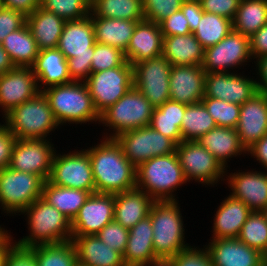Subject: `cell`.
Returning <instances> with one entry per match:
<instances>
[{
    "instance_id": "obj_29",
    "label": "cell",
    "mask_w": 267,
    "mask_h": 266,
    "mask_svg": "<svg viewBox=\"0 0 267 266\" xmlns=\"http://www.w3.org/2000/svg\"><path fill=\"white\" fill-rule=\"evenodd\" d=\"M114 221L131 229L147 217L154 200L144 191L134 188L114 195Z\"/></svg>"
},
{
    "instance_id": "obj_43",
    "label": "cell",
    "mask_w": 267,
    "mask_h": 266,
    "mask_svg": "<svg viewBox=\"0 0 267 266\" xmlns=\"http://www.w3.org/2000/svg\"><path fill=\"white\" fill-rule=\"evenodd\" d=\"M40 7L65 21L79 20L91 13V0H40Z\"/></svg>"
},
{
    "instance_id": "obj_9",
    "label": "cell",
    "mask_w": 267,
    "mask_h": 266,
    "mask_svg": "<svg viewBox=\"0 0 267 266\" xmlns=\"http://www.w3.org/2000/svg\"><path fill=\"white\" fill-rule=\"evenodd\" d=\"M44 180L10 167L0 170V210L4 216H18L42 197ZM6 213V214H5Z\"/></svg>"
},
{
    "instance_id": "obj_2",
    "label": "cell",
    "mask_w": 267,
    "mask_h": 266,
    "mask_svg": "<svg viewBox=\"0 0 267 266\" xmlns=\"http://www.w3.org/2000/svg\"><path fill=\"white\" fill-rule=\"evenodd\" d=\"M46 96L57 123L67 124H95L99 126L100 115L94 107L92 97L85 82L72 81L55 85L42 90ZM91 122V123H90Z\"/></svg>"
},
{
    "instance_id": "obj_8",
    "label": "cell",
    "mask_w": 267,
    "mask_h": 266,
    "mask_svg": "<svg viewBox=\"0 0 267 266\" xmlns=\"http://www.w3.org/2000/svg\"><path fill=\"white\" fill-rule=\"evenodd\" d=\"M154 108L145 96L133 86L100 115L99 126L105 127L101 137L114 139L121 133L149 126Z\"/></svg>"
},
{
    "instance_id": "obj_15",
    "label": "cell",
    "mask_w": 267,
    "mask_h": 266,
    "mask_svg": "<svg viewBox=\"0 0 267 266\" xmlns=\"http://www.w3.org/2000/svg\"><path fill=\"white\" fill-rule=\"evenodd\" d=\"M171 66L163 55L133 65V86L155 108L170 100Z\"/></svg>"
},
{
    "instance_id": "obj_3",
    "label": "cell",
    "mask_w": 267,
    "mask_h": 266,
    "mask_svg": "<svg viewBox=\"0 0 267 266\" xmlns=\"http://www.w3.org/2000/svg\"><path fill=\"white\" fill-rule=\"evenodd\" d=\"M20 215L26 217L28 234L22 238L14 237L16 244L31 248L37 245L57 244L72 238L70 219L50 205L42 197L35 200Z\"/></svg>"
},
{
    "instance_id": "obj_48",
    "label": "cell",
    "mask_w": 267,
    "mask_h": 266,
    "mask_svg": "<svg viewBox=\"0 0 267 266\" xmlns=\"http://www.w3.org/2000/svg\"><path fill=\"white\" fill-rule=\"evenodd\" d=\"M174 266H213L206 247L190 246L170 259Z\"/></svg>"
},
{
    "instance_id": "obj_40",
    "label": "cell",
    "mask_w": 267,
    "mask_h": 266,
    "mask_svg": "<svg viewBox=\"0 0 267 266\" xmlns=\"http://www.w3.org/2000/svg\"><path fill=\"white\" fill-rule=\"evenodd\" d=\"M233 30L232 20L226 17L204 12L193 32L204 49L218 44Z\"/></svg>"
},
{
    "instance_id": "obj_22",
    "label": "cell",
    "mask_w": 267,
    "mask_h": 266,
    "mask_svg": "<svg viewBox=\"0 0 267 266\" xmlns=\"http://www.w3.org/2000/svg\"><path fill=\"white\" fill-rule=\"evenodd\" d=\"M205 75L202 66H171L170 100L185 105L200 103L205 96Z\"/></svg>"
},
{
    "instance_id": "obj_41",
    "label": "cell",
    "mask_w": 267,
    "mask_h": 266,
    "mask_svg": "<svg viewBox=\"0 0 267 266\" xmlns=\"http://www.w3.org/2000/svg\"><path fill=\"white\" fill-rule=\"evenodd\" d=\"M38 266H77V253L72 240L30 248Z\"/></svg>"
},
{
    "instance_id": "obj_49",
    "label": "cell",
    "mask_w": 267,
    "mask_h": 266,
    "mask_svg": "<svg viewBox=\"0 0 267 266\" xmlns=\"http://www.w3.org/2000/svg\"><path fill=\"white\" fill-rule=\"evenodd\" d=\"M27 23V16L19 11L0 6V44L11 32Z\"/></svg>"
},
{
    "instance_id": "obj_21",
    "label": "cell",
    "mask_w": 267,
    "mask_h": 266,
    "mask_svg": "<svg viewBox=\"0 0 267 266\" xmlns=\"http://www.w3.org/2000/svg\"><path fill=\"white\" fill-rule=\"evenodd\" d=\"M204 246L213 266H265V255L238 238L209 239Z\"/></svg>"
},
{
    "instance_id": "obj_23",
    "label": "cell",
    "mask_w": 267,
    "mask_h": 266,
    "mask_svg": "<svg viewBox=\"0 0 267 266\" xmlns=\"http://www.w3.org/2000/svg\"><path fill=\"white\" fill-rule=\"evenodd\" d=\"M236 131L247 150L267 134V95L256 93L240 108Z\"/></svg>"
},
{
    "instance_id": "obj_52",
    "label": "cell",
    "mask_w": 267,
    "mask_h": 266,
    "mask_svg": "<svg viewBox=\"0 0 267 266\" xmlns=\"http://www.w3.org/2000/svg\"><path fill=\"white\" fill-rule=\"evenodd\" d=\"M17 138L3 121L0 122V170L9 167Z\"/></svg>"
},
{
    "instance_id": "obj_62",
    "label": "cell",
    "mask_w": 267,
    "mask_h": 266,
    "mask_svg": "<svg viewBox=\"0 0 267 266\" xmlns=\"http://www.w3.org/2000/svg\"><path fill=\"white\" fill-rule=\"evenodd\" d=\"M264 216L267 221V205L260 211Z\"/></svg>"
},
{
    "instance_id": "obj_57",
    "label": "cell",
    "mask_w": 267,
    "mask_h": 266,
    "mask_svg": "<svg viewBox=\"0 0 267 266\" xmlns=\"http://www.w3.org/2000/svg\"><path fill=\"white\" fill-rule=\"evenodd\" d=\"M248 155L260 164V170L267 171V134L247 149Z\"/></svg>"
},
{
    "instance_id": "obj_30",
    "label": "cell",
    "mask_w": 267,
    "mask_h": 266,
    "mask_svg": "<svg viewBox=\"0 0 267 266\" xmlns=\"http://www.w3.org/2000/svg\"><path fill=\"white\" fill-rule=\"evenodd\" d=\"M223 165L225 169L231 158L246 156L247 150L241 144L240 137L233 128L215 127L197 140Z\"/></svg>"
},
{
    "instance_id": "obj_1",
    "label": "cell",
    "mask_w": 267,
    "mask_h": 266,
    "mask_svg": "<svg viewBox=\"0 0 267 266\" xmlns=\"http://www.w3.org/2000/svg\"><path fill=\"white\" fill-rule=\"evenodd\" d=\"M97 143L84 148L91 160L95 193L115 195L136 188V167L117 141L102 138Z\"/></svg>"
},
{
    "instance_id": "obj_55",
    "label": "cell",
    "mask_w": 267,
    "mask_h": 266,
    "mask_svg": "<svg viewBox=\"0 0 267 266\" xmlns=\"http://www.w3.org/2000/svg\"><path fill=\"white\" fill-rule=\"evenodd\" d=\"M250 52L253 60L267 54V23L250 37Z\"/></svg>"
},
{
    "instance_id": "obj_25",
    "label": "cell",
    "mask_w": 267,
    "mask_h": 266,
    "mask_svg": "<svg viewBox=\"0 0 267 266\" xmlns=\"http://www.w3.org/2000/svg\"><path fill=\"white\" fill-rule=\"evenodd\" d=\"M214 210L212 239L237 238L252 210L230 194Z\"/></svg>"
},
{
    "instance_id": "obj_44",
    "label": "cell",
    "mask_w": 267,
    "mask_h": 266,
    "mask_svg": "<svg viewBox=\"0 0 267 266\" xmlns=\"http://www.w3.org/2000/svg\"><path fill=\"white\" fill-rule=\"evenodd\" d=\"M201 102L217 126L236 129L241 105L209 97H203Z\"/></svg>"
},
{
    "instance_id": "obj_17",
    "label": "cell",
    "mask_w": 267,
    "mask_h": 266,
    "mask_svg": "<svg viewBox=\"0 0 267 266\" xmlns=\"http://www.w3.org/2000/svg\"><path fill=\"white\" fill-rule=\"evenodd\" d=\"M243 73L206 72L204 97L242 105L258 93L255 76Z\"/></svg>"
},
{
    "instance_id": "obj_56",
    "label": "cell",
    "mask_w": 267,
    "mask_h": 266,
    "mask_svg": "<svg viewBox=\"0 0 267 266\" xmlns=\"http://www.w3.org/2000/svg\"><path fill=\"white\" fill-rule=\"evenodd\" d=\"M253 62L255 66L252 65L251 68L254 67L252 69L256 71L253 74L256 76L258 92L267 95V54L255 58Z\"/></svg>"
},
{
    "instance_id": "obj_42",
    "label": "cell",
    "mask_w": 267,
    "mask_h": 266,
    "mask_svg": "<svg viewBox=\"0 0 267 266\" xmlns=\"http://www.w3.org/2000/svg\"><path fill=\"white\" fill-rule=\"evenodd\" d=\"M241 242L267 254V221L260 211H252L237 237Z\"/></svg>"
},
{
    "instance_id": "obj_18",
    "label": "cell",
    "mask_w": 267,
    "mask_h": 266,
    "mask_svg": "<svg viewBox=\"0 0 267 266\" xmlns=\"http://www.w3.org/2000/svg\"><path fill=\"white\" fill-rule=\"evenodd\" d=\"M230 169H226L224 181L230 188L229 194L243 201L252 211H261L267 205V171L238 168L230 173Z\"/></svg>"
},
{
    "instance_id": "obj_13",
    "label": "cell",
    "mask_w": 267,
    "mask_h": 266,
    "mask_svg": "<svg viewBox=\"0 0 267 266\" xmlns=\"http://www.w3.org/2000/svg\"><path fill=\"white\" fill-rule=\"evenodd\" d=\"M252 61L250 38L232 30L218 44L204 50L201 66L205 72L236 73Z\"/></svg>"
},
{
    "instance_id": "obj_19",
    "label": "cell",
    "mask_w": 267,
    "mask_h": 266,
    "mask_svg": "<svg viewBox=\"0 0 267 266\" xmlns=\"http://www.w3.org/2000/svg\"><path fill=\"white\" fill-rule=\"evenodd\" d=\"M39 92L32 67H15L0 75V113L5 116L14 107L35 97Z\"/></svg>"
},
{
    "instance_id": "obj_36",
    "label": "cell",
    "mask_w": 267,
    "mask_h": 266,
    "mask_svg": "<svg viewBox=\"0 0 267 266\" xmlns=\"http://www.w3.org/2000/svg\"><path fill=\"white\" fill-rule=\"evenodd\" d=\"M185 108V104L168 100L154 108L149 126L178 145L182 142L181 123Z\"/></svg>"
},
{
    "instance_id": "obj_45",
    "label": "cell",
    "mask_w": 267,
    "mask_h": 266,
    "mask_svg": "<svg viewBox=\"0 0 267 266\" xmlns=\"http://www.w3.org/2000/svg\"><path fill=\"white\" fill-rule=\"evenodd\" d=\"M125 61L124 52L120 49L96 42L91 60V73L119 67Z\"/></svg>"
},
{
    "instance_id": "obj_37",
    "label": "cell",
    "mask_w": 267,
    "mask_h": 266,
    "mask_svg": "<svg viewBox=\"0 0 267 266\" xmlns=\"http://www.w3.org/2000/svg\"><path fill=\"white\" fill-rule=\"evenodd\" d=\"M267 23V0H241L232 21L233 30L250 38Z\"/></svg>"
},
{
    "instance_id": "obj_54",
    "label": "cell",
    "mask_w": 267,
    "mask_h": 266,
    "mask_svg": "<svg viewBox=\"0 0 267 266\" xmlns=\"http://www.w3.org/2000/svg\"><path fill=\"white\" fill-rule=\"evenodd\" d=\"M186 17L191 33H193L201 20L204 11L199 0H185L180 8Z\"/></svg>"
},
{
    "instance_id": "obj_26",
    "label": "cell",
    "mask_w": 267,
    "mask_h": 266,
    "mask_svg": "<svg viewBox=\"0 0 267 266\" xmlns=\"http://www.w3.org/2000/svg\"><path fill=\"white\" fill-rule=\"evenodd\" d=\"M157 259L153 249L152 223L148 215L129 229L123 261L125 266H142Z\"/></svg>"
},
{
    "instance_id": "obj_34",
    "label": "cell",
    "mask_w": 267,
    "mask_h": 266,
    "mask_svg": "<svg viewBox=\"0 0 267 266\" xmlns=\"http://www.w3.org/2000/svg\"><path fill=\"white\" fill-rule=\"evenodd\" d=\"M1 44L15 67H32L40 51L27 23L7 35Z\"/></svg>"
},
{
    "instance_id": "obj_50",
    "label": "cell",
    "mask_w": 267,
    "mask_h": 266,
    "mask_svg": "<svg viewBox=\"0 0 267 266\" xmlns=\"http://www.w3.org/2000/svg\"><path fill=\"white\" fill-rule=\"evenodd\" d=\"M204 12L234 19L241 0H199Z\"/></svg>"
},
{
    "instance_id": "obj_53",
    "label": "cell",
    "mask_w": 267,
    "mask_h": 266,
    "mask_svg": "<svg viewBox=\"0 0 267 266\" xmlns=\"http://www.w3.org/2000/svg\"><path fill=\"white\" fill-rule=\"evenodd\" d=\"M5 266H38V264L30 248L15 244L7 256Z\"/></svg>"
},
{
    "instance_id": "obj_63",
    "label": "cell",
    "mask_w": 267,
    "mask_h": 266,
    "mask_svg": "<svg viewBox=\"0 0 267 266\" xmlns=\"http://www.w3.org/2000/svg\"><path fill=\"white\" fill-rule=\"evenodd\" d=\"M3 226H4V224L3 225L2 224L0 225V231L4 228Z\"/></svg>"
},
{
    "instance_id": "obj_16",
    "label": "cell",
    "mask_w": 267,
    "mask_h": 266,
    "mask_svg": "<svg viewBox=\"0 0 267 266\" xmlns=\"http://www.w3.org/2000/svg\"><path fill=\"white\" fill-rule=\"evenodd\" d=\"M55 147V148H54ZM57 146L52 139H17L9 167L40 176L47 181L51 174L52 159Z\"/></svg>"
},
{
    "instance_id": "obj_5",
    "label": "cell",
    "mask_w": 267,
    "mask_h": 266,
    "mask_svg": "<svg viewBox=\"0 0 267 266\" xmlns=\"http://www.w3.org/2000/svg\"><path fill=\"white\" fill-rule=\"evenodd\" d=\"M179 200L154 201L150 209L153 228V249L158 259H171L188 249L185 224Z\"/></svg>"
},
{
    "instance_id": "obj_33",
    "label": "cell",
    "mask_w": 267,
    "mask_h": 266,
    "mask_svg": "<svg viewBox=\"0 0 267 266\" xmlns=\"http://www.w3.org/2000/svg\"><path fill=\"white\" fill-rule=\"evenodd\" d=\"M94 26L95 41L109 45L125 53L136 24L140 21L91 17Z\"/></svg>"
},
{
    "instance_id": "obj_60",
    "label": "cell",
    "mask_w": 267,
    "mask_h": 266,
    "mask_svg": "<svg viewBox=\"0 0 267 266\" xmlns=\"http://www.w3.org/2000/svg\"><path fill=\"white\" fill-rule=\"evenodd\" d=\"M15 68L12 60L10 59L9 54L7 51L2 47L0 44V75L12 70Z\"/></svg>"
},
{
    "instance_id": "obj_47",
    "label": "cell",
    "mask_w": 267,
    "mask_h": 266,
    "mask_svg": "<svg viewBox=\"0 0 267 266\" xmlns=\"http://www.w3.org/2000/svg\"><path fill=\"white\" fill-rule=\"evenodd\" d=\"M96 235L104 244L110 246L123 256L128 241L129 229L113 220L104 226Z\"/></svg>"
},
{
    "instance_id": "obj_39",
    "label": "cell",
    "mask_w": 267,
    "mask_h": 266,
    "mask_svg": "<svg viewBox=\"0 0 267 266\" xmlns=\"http://www.w3.org/2000/svg\"><path fill=\"white\" fill-rule=\"evenodd\" d=\"M215 127L216 122L202 102L186 105L181 123L182 141L198 140Z\"/></svg>"
},
{
    "instance_id": "obj_27",
    "label": "cell",
    "mask_w": 267,
    "mask_h": 266,
    "mask_svg": "<svg viewBox=\"0 0 267 266\" xmlns=\"http://www.w3.org/2000/svg\"><path fill=\"white\" fill-rule=\"evenodd\" d=\"M32 70L40 91L51 86L72 82L67 59L58 48L40 50Z\"/></svg>"
},
{
    "instance_id": "obj_32",
    "label": "cell",
    "mask_w": 267,
    "mask_h": 266,
    "mask_svg": "<svg viewBox=\"0 0 267 266\" xmlns=\"http://www.w3.org/2000/svg\"><path fill=\"white\" fill-rule=\"evenodd\" d=\"M65 20L40 6L27 16L30 28L39 50L57 48Z\"/></svg>"
},
{
    "instance_id": "obj_6",
    "label": "cell",
    "mask_w": 267,
    "mask_h": 266,
    "mask_svg": "<svg viewBox=\"0 0 267 266\" xmlns=\"http://www.w3.org/2000/svg\"><path fill=\"white\" fill-rule=\"evenodd\" d=\"M94 26L90 15L66 21L57 48L68 62L72 81L85 82L91 74V60L95 45Z\"/></svg>"
},
{
    "instance_id": "obj_12",
    "label": "cell",
    "mask_w": 267,
    "mask_h": 266,
    "mask_svg": "<svg viewBox=\"0 0 267 266\" xmlns=\"http://www.w3.org/2000/svg\"><path fill=\"white\" fill-rule=\"evenodd\" d=\"M85 83L101 115L133 87V66L125 61L119 67L91 73Z\"/></svg>"
},
{
    "instance_id": "obj_61",
    "label": "cell",
    "mask_w": 267,
    "mask_h": 266,
    "mask_svg": "<svg viewBox=\"0 0 267 266\" xmlns=\"http://www.w3.org/2000/svg\"><path fill=\"white\" fill-rule=\"evenodd\" d=\"M142 266H174V264L170 259H157L149 264Z\"/></svg>"
},
{
    "instance_id": "obj_59",
    "label": "cell",
    "mask_w": 267,
    "mask_h": 266,
    "mask_svg": "<svg viewBox=\"0 0 267 266\" xmlns=\"http://www.w3.org/2000/svg\"><path fill=\"white\" fill-rule=\"evenodd\" d=\"M4 228L0 231V266H5L11 248L16 244L11 231Z\"/></svg>"
},
{
    "instance_id": "obj_51",
    "label": "cell",
    "mask_w": 267,
    "mask_h": 266,
    "mask_svg": "<svg viewBox=\"0 0 267 266\" xmlns=\"http://www.w3.org/2000/svg\"><path fill=\"white\" fill-rule=\"evenodd\" d=\"M163 36H175L190 34V28L181 9L164 19L160 24Z\"/></svg>"
},
{
    "instance_id": "obj_10",
    "label": "cell",
    "mask_w": 267,
    "mask_h": 266,
    "mask_svg": "<svg viewBox=\"0 0 267 266\" xmlns=\"http://www.w3.org/2000/svg\"><path fill=\"white\" fill-rule=\"evenodd\" d=\"M175 152L188 183L214 188L225 181L226 169L197 140L180 142Z\"/></svg>"
},
{
    "instance_id": "obj_64",
    "label": "cell",
    "mask_w": 267,
    "mask_h": 266,
    "mask_svg": "<svg viewBox=\"0 0 267 266\" xmlns=\"http://www.w3.org/2000/svg\"><path fill=\"white\" fill-rule=\"evenodd\" d=\"M265 263H267V254L265 255Z\"/></svg>"
},
{
    "instance_id": "obj_4",
    "label": "cell",
    "mask_w": 267,
    "mask_h": 266,
    "mask_svg": "<svg viewBox=\"0 0 267 266\" xmlns=\"http://www.w3.org/2000/svg\"><path fill=\"white\" fill-rule=\"evenodd\" d=\"M188 184L176 152L153 157L136 168V188L154 201L177 200V189Z\"/></svg>"
},
{
    "instance_id": "obj_28",
    "label": "cell",
    "mask_w": 267,
    "mask_h": 266,
    "mask_svg": "<svg viewBox=\"0 0 267 266\" xmlns=\"http://www.w3.org/2000/svg\"><path fill=\"white\" fill-rule=\"evenodd\" d=\"M79 266H125L123 256L97 235L72 237Z\"/></svg>"
},
{
    "instance_id": "obj_35",
    "label": "cell",
    "mask_w": 267,
    "mask_h": 266,
    "mask_svg": "<svg viewBox=\"0 0 267 266\" xmlns=\"http://www.w3.org/2000/svg\"><path fill=\"white\" fill-rule=\"evenodd\" d=\"M93 193L54 185L47 180L43 185L42 198L72 221Z\"/></svg>"
},
{
    "instance_id": "obj_20",
    "label": "cell",
    "mask_w": 267,
    "mask_h": 266,
    "mask_svg": "<svg viewBox=\"0 0 267 266\" xmlns=\"http://www.w3.org/2000/svg\"><path fill=\"white\" fill-rule=\"evenodd\" d=\"M114 206V194H91L71 221L72 237L96 235L114 220Z\"/></svg>"
},
{
    "instance_id": "obj_46",
    "label": "cell",
    "mask_w": 267,
    "mask_h": 266,
    "mask_svg": "<svg viewBox=\"0 0 267 266\" xmlns=\"http://www.w3.org/2000/svg\"><path fill=\"white\" fill-rule=\"evenodd\" d=\"M185 0H142L144 20L160 24L182 7Z\"/></svg>"
},
{
    "instance_id": "obj_58",
    "label": "cell",
    "mask_w": 267,
    "mask_h": 266,
    "mask_svg": "<svg viewBox=\"0 0 267 266\" xmlns=\"http://www.w3.org/2000/svg\"><path fill=\"white\" fill-rule=\"evenodd\" d=\"M0 5L28 16L40 6V0H0Z\"/></svg>"
},
{
    "instance_id": "obj_31",
    "label": "cell",
    "mask_w": 267,
    "mask_h": 266,
    "mask_svg": "<svg viewBox=\"0 0 267 266\" xmlns=\"http://www.w3.org/2000/svg\"><path fill=\"white\" fill-rule=\"evenodd\" d=\"M204 50L193 33L163 36L162 55L172 66H201L204 58Z\"/></svg>"
},
{
    "instance_id": "obj_7",
    "label": "cell",
    "mask_w": 267,
    "mask_h": 266,
    "mask_svg": "<svg viewBox=\"0 0 267 266\" xmlns=\"http://www.w3.org/2000/svg\"><path fill=\"white\" fill-rule=\"evenodd\" d=\"M17 139H47L60 125L43 92L14 107L1 119Z\"/></svg>"
},
{
    "instance_id": "obj_14",
    "label": "cell",
    "mask_w": 267,
    "mask_h": 266,
    "mask_svg": "<svg viewBox=\"0 0 267 266\" xmlns=\"http://www.w3.org/2000/svg\"><path fill=\"white\" fill-rule=\"evenodd\" d=\"M123 154L137 168L141 163L176 151L177 144L150 126L130 130L114 138Z\"/></svg>"
},
{
    "instance_id": "obj_38",
    "label": "cell",
    "mask_w": 267,
    "mask_h": 266,
    "mask_svg": "<svg viewBox=\"0 0 267 266\" xmlns=\"http://www.w3.org/2000/svg\"><path fill=\"white\" fill-rule=\"evenodd\" d=\"M90 17L144 20L142 0H91Z\"/></svg>"
},
{
    "instance_id": "obj_24",
    "label": "cell",
    "mask_w": 267,
    "mask_h": 266,
    "mask_svg": "<svg viewBox=\"0 0 267 266\" xmlns=\"http://www.w3.org/2000/svg\"><path fill=\"white\" fill-rule=\"evenodd\" d=\"M163 52V34L160 25L142 20L136 24L133 35L124 53L132 66L144 60L156 58Z\"/></svg>"
},
{
    "instance_id": "obj_11",
    "label": "cell",
    "mask_w": 267,
    "mask_h": 266,
    "mask_svg": "<svg viewBox=\"0 0 267 266\" xmlns=\"http://www.w3.org/2000/svg\"><path fill=\"white\" fill-rule=\"evenodd\" d=\"M58 152L54 153L48 181L62 187L95 192L89 153L84 148Z\"/></svg>"
}]
</instances>
